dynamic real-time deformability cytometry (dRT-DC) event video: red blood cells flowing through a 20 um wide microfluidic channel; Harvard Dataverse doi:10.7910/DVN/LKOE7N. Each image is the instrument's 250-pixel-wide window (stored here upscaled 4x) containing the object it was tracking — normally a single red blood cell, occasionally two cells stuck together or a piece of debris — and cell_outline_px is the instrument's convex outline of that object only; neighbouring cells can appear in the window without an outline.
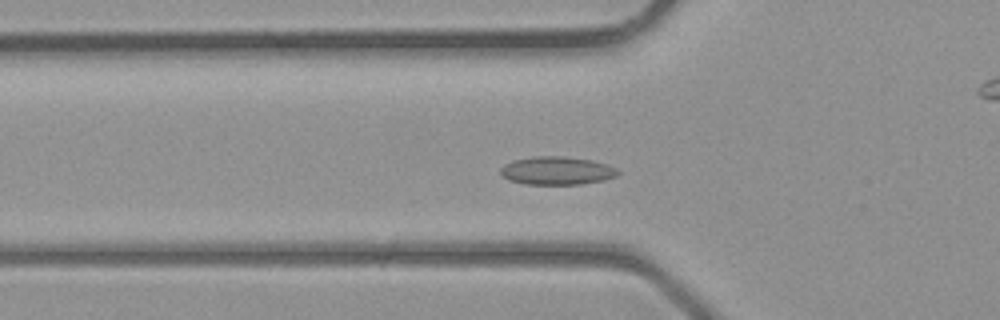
{"species": "common noctule bat (a hibernating species)", "species_latin": "Nyctalus noctula", "temperature_condition": "room temperature", "stored_images_in_passage": 40, "camera_frame_rate_fps": 3000, "um_per_image_px": 0.085, "animal": {"sex": "male", "body_mass_g": 23.1, "forearm_length_mm": 52.7}, "frame": {"image": 1, "passage_image": 12, "time_ms": 3.667, "image_size_px": [1000, 320], "cell_outline_px": [[620, 172], [616, 176], [604, 180], [580, 184], [524, 184], [508, 180], [500, 172], [500, 168], [504, 164], [512, 160], [532, 156], [564, 156], [592, 160], [608, 164], [616, 168]], "centroid_in_image_um": [47.32, 14.5], "position_along_channel_um": 78.5, "area_um2": 19.42}}
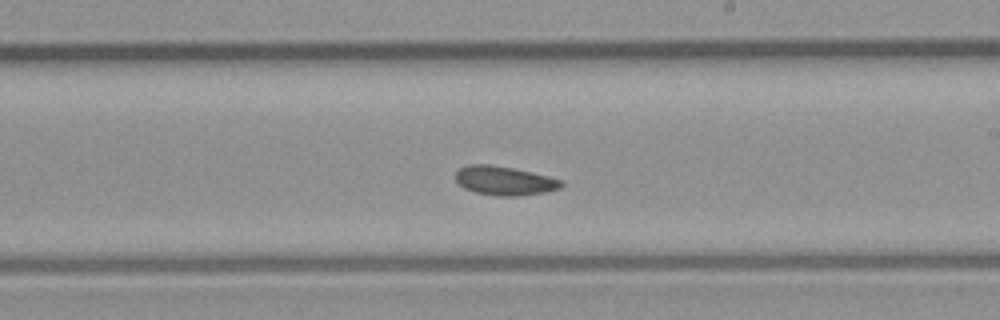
{"frame": {"image": 2, "passage_image": 22, "time_ms": 7.0, "image_size_px": [1000, 320], "cell_outline_px": [[564, 184], [560, 188], [544, 192], [520, 196], [496, 196], [476, 192], [464, 188], [456, 180], [456, 172], [460, 168], [468, 164], [492, 164], [532, 172], [564, 180]], "centroid_in_image_um": [42.9, 15.35], "position_along_channel_um": 246.1, "area_um2": 17.92}}
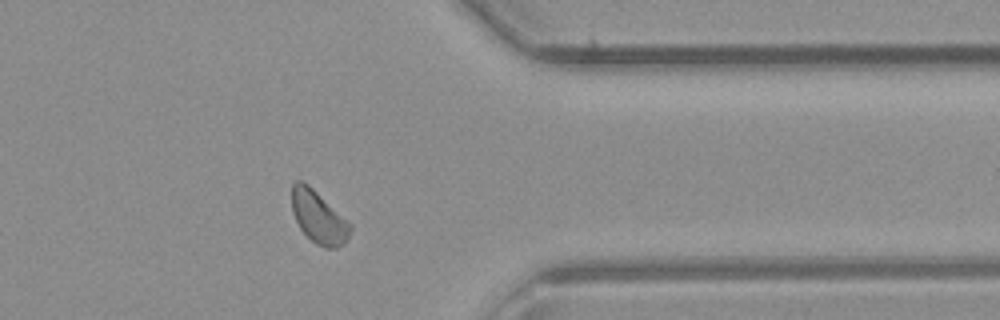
{"frame": {"image": 3, "passage_image": 31, "time_ms": 10.0, "image_size_px": [1000, 320], "cell_outline_px": [[352, 228], [348, 240], [344, 244], [336, 248], [324, 248], [316, 244], [300, 228], [292, 212], [292, 184], [296, 180], [300, 180], [308, 184], [352, 224]], "centroid_in_image_um": [27.1, 18.47], "position_along_channel_um": 384.3, "area_um2": 17.86}}